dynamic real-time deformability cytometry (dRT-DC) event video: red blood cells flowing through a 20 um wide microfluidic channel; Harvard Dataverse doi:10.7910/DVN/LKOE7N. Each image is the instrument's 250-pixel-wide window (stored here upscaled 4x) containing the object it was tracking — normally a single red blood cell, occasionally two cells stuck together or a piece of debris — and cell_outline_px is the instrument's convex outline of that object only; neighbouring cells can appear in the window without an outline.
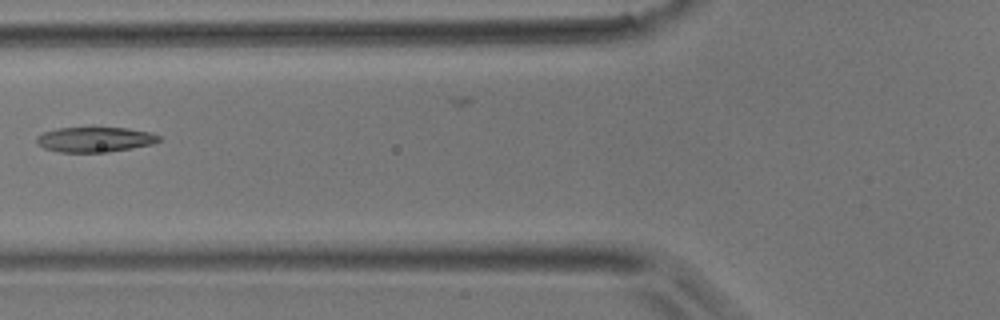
{"species": "common noctule bat (a hibernating species)", "species_latin": "Nyctalus noctula", "temperature_condition": "room temperature", "stored_images_in_passage": 3, "camera_frame_rate_fps": 3000, "um_per_image_px": 0.085, "animal": {"sex": "male", "body_mass_g": 17.9}, "frame": {"image": 1, "passage_image": 3, "time_ms": 0.667, "image_size_px": [1000, 320], "cell_outline_px": [[160, 140], [152, 144], [132, 148], [108, 152], [60, 152], [44, 148], [36, 144], [36, 136], [44, 132], [56, 128], [92, 124], [128, 128], [148, 132], [160, 136]], "centroid_in_image_um": [8.02, 11.8], "position_along_channel_um": 117.8, "area_um2": 18.84}}